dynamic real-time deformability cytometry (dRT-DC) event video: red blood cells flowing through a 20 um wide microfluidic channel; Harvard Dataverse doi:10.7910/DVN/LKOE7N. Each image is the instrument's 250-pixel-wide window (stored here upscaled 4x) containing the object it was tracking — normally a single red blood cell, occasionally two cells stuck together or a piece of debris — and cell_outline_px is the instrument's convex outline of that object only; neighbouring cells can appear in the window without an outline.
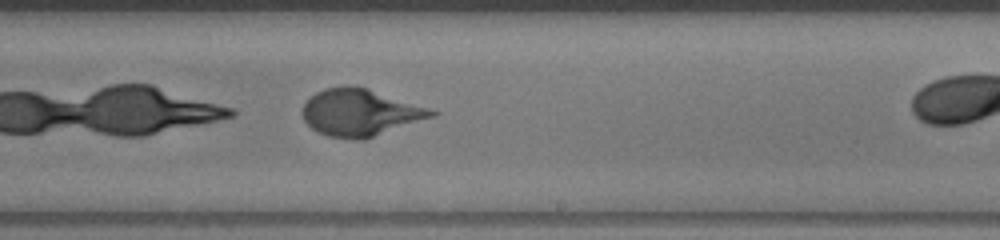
{"species": "human", "species_latin": "Homo sapiens", "temperature_condition": "warm", "stored_images_in_passage": 23, "camera_frame_rate_fps": 3000, "um_per_image_px": 0.085, "donor": {"sex": "female"}, "frame": {"image": 1, "passage_image": 14, "time_ms": 4.333, "image_size_px": [1000, 240], "cell_outline_px": [[440, 112], [436, 116], [364, 140], [356, 140], [328, 136], [316, 132], [304, 120], [300, 112], [304, 104], [316, 92], [324, 88], [344, 84], [352, 84], [368, 88]], "centroid_in_image_um": [30.59, 9.56], "position_along_channel_um": 258.4, "area_um2": 35.72}}
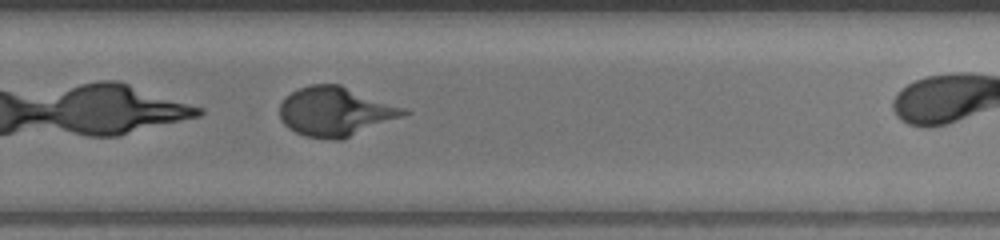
{"frame": {"image": 2, "passage_image": 17, "time_ms": 5.333, "image_size_px": [1000, 240], "cell_outline_px": [[412, 112], [404, 116], [340, 140], [332, 140], [304, 136], [288, 128], [280, 120], [280, 104], [284, 96], [308, 84], [340, 84], [408, 108]], "centroid_in_image_um": [28.53, 9.47], "position_along_channel_um": 301.3, "area_um2": 35.95}}
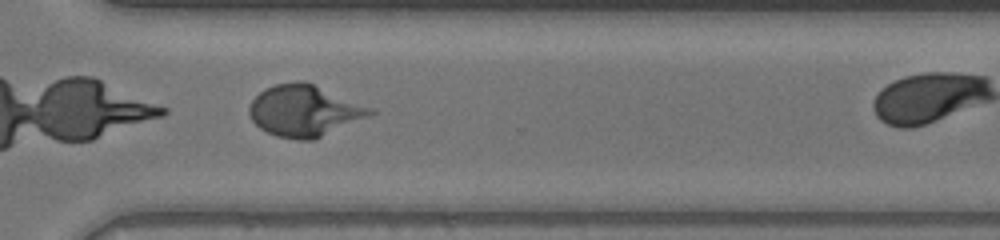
{"frame": {"image": 3, "passage_image": 20, "time_ms": 6.333, "image_size_px": [1000, 240], "cell_outline_px": [[380, 112], [312, 140], [296, 140], [276, 136], [260, 128], [252, 120], [248, 112], [248, 108], [252, 100], [260, 92], [276, 84], [296, 80], [304, 80], [376, 108]], "centroid_in_image_um": [25.93, 9.4], "position_along_channel_um": 344.7, "area_um2": 36.53}}